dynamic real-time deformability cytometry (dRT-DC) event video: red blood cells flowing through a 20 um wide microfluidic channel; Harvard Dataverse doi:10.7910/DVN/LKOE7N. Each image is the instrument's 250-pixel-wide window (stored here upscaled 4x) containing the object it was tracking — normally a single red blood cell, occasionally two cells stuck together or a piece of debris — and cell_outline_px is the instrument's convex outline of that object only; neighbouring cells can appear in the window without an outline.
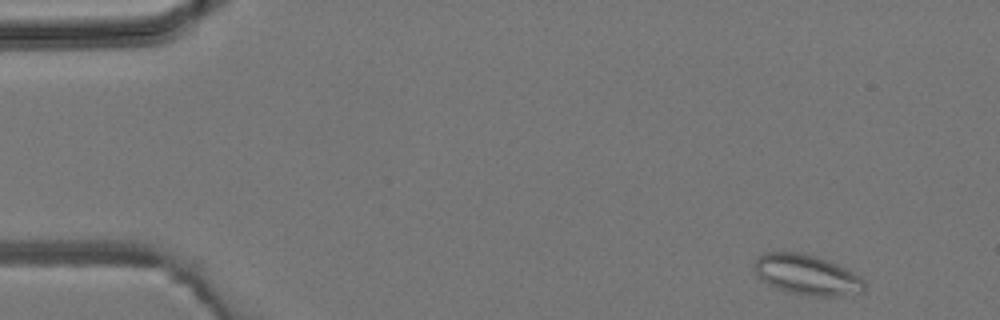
{"species": "common noctule bat (a hibernating species)", "species_latin": "Nyctalus noctula", "temperature_condition": "room temperature", "stored_images_in_passage": 4, "camera_frame_rate_fps": 3000, "um_per_image_px": 0.085, "animal": {"sex": "male", "body_mass_g": 19.2, "forearm_length_mm": 51.8}, "frame": {"image": 1, "passage_image": 1, "time_ms": 0.0, "image_size_px": [1000, 320], "cell_outline_px": [[864, 292], [840, 296], [808, 296], [788, 292], [776, 288], [768, 284], [756, 276], [756, 260], [764, 252], [804, 252], [828, 260], [860, 276], [864, 280]], "centroid_in_image_um": [68.6, 23.36], "position_along_channel_um": 16.4, "area_um2": 25.84}}